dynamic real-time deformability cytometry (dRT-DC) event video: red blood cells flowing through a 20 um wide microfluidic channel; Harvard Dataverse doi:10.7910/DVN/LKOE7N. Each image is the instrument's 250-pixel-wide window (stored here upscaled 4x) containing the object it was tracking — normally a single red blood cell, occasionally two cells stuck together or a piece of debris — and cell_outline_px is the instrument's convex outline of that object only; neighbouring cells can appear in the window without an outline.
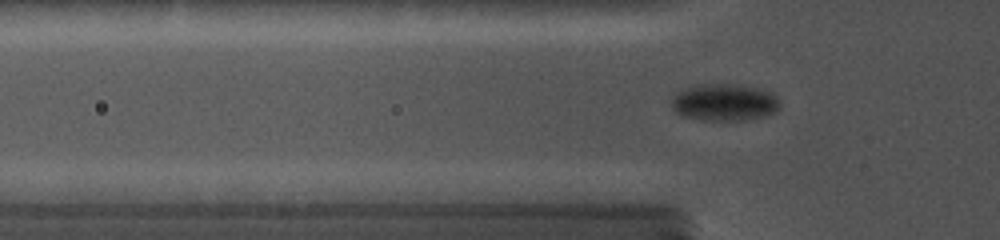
{"species": "common noctule bat (a hibernating species)", "species_latin": "Nyctalus noctula", "temperature_condition": "cold", "stored_images_in_passage": 91, "camera_frame_rate_fps": 5000, "um_per_image_px": 0.085, "animal": {"sex": "female", "body_mass_g": 19.0, "forearm_length_mm": 56.7}, "frame": {"image": 1, "passage_image": 24, "time_ms": 4.2, "image_size_px": [1000, 240], "cell_outline_px": [[780, 104], [776, 112], [744, 120], [700, 120], [684, 116], [676, 112], [672, 108], [672, 100], [680, 92], [692, 88], [720, 84], [724, 84], [748, 88], [764, 92], [772, 96]], "centroid_in_image_um": [61.53, 8.76], "position_along_channel_um": 64.3, "area_um2": 21.79}}
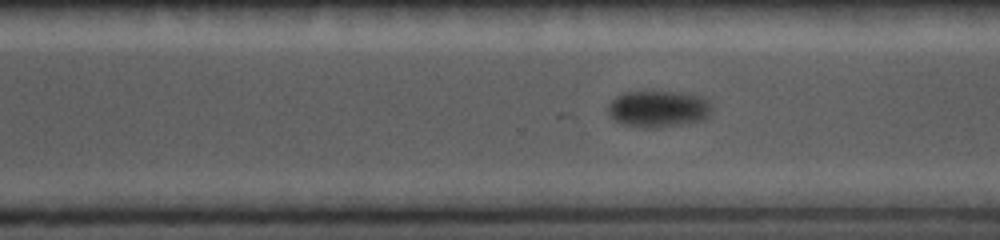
{"frame": {"image": 2, "passage_image": 63, "time_ms": 11.0, "image_size_px": [1000, 240], "cell_outline_px": [[712, 112], [704, 120], [688, 124], [656, 128], [644, 128], [620, 124], [612, 120], [608, 116], [608, 104], [616, 96], [624, 92], [680, 92], [696, 96], [704, 100]], "centroid_in_image_um": [55.87, 9.29], "position_along_channel_um": 314.7, "area_um2": 22.25}}
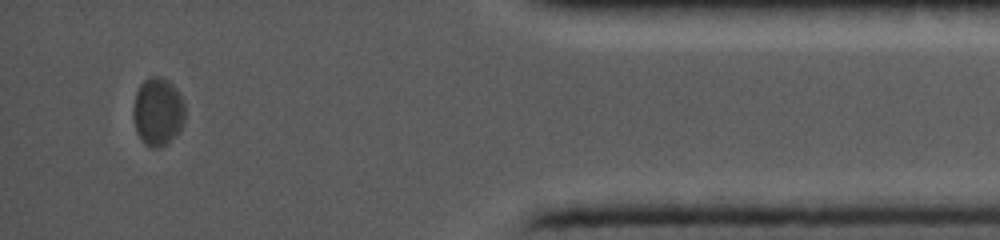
{"frame": {"image": 3, "passage_image": 85, "time_ms": 14.8, "image_size_px": [1000, 240], "cell_outline_px": [[184, 124], [180, 132], [168, 144], [160, 148], [152, 148], [144, 144], [140, 140], [136, 132], [132, 116], [132, 112], [136, 92], [140, 84], [144, 80], [152, 76], [160, 76], [168, 80], [172, 84], [180, 96], [184, 104]], "centroid_in_image_um": [13.4, 9.54], "position_along_channel_um": 421.8, "area_um2": 20.98}}